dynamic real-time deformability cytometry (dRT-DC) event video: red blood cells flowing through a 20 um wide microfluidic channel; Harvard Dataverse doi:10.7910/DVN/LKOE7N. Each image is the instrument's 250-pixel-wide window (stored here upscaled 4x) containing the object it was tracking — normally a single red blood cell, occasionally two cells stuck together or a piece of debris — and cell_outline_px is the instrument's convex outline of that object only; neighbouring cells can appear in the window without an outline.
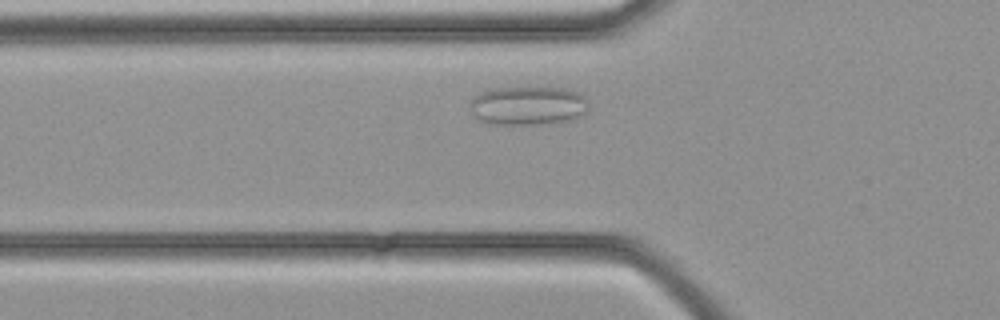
{"species": "common noctule bat (a hibernating species)", "species_latin": "Nyctalus noctula", "temperature_condition": "cold", "stored_images_in_passage": 26, "camera_frame_rate_fps": 3000, "um_per_image_px": 0.085, "animal": {"sex": "female", "body_mass_g": 21.9}, "frame": {"image": 1, "passage_image": 5, "time_ms": 1.333, "image_size_px": [1000, 320], "cell_outline_px": [[588, 108], [580, 116], [568, 120], [544, 124], [488, 124], [476, 120], [468, 108], [468, 104], [472, 96], [480, 92], [492, 88], [564, 88], [576, 92], [584, 96], [588, 100]], "centroid_in_image_um": [44.79, 8.99], "position_along_channel_um": 81.0, "area_um2": 27.22}}
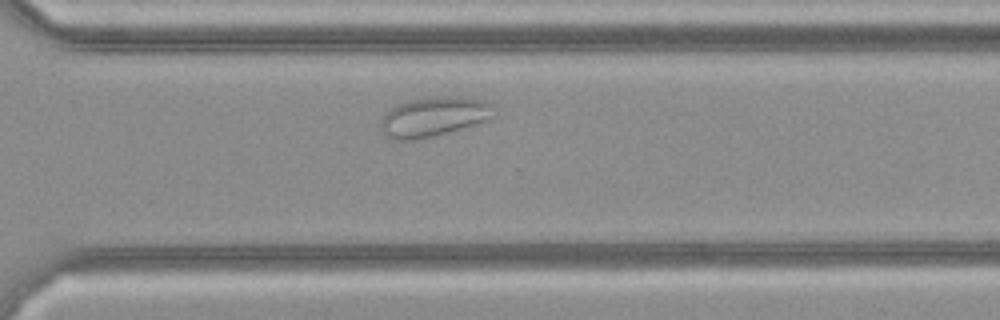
{"frame": {"image": 2, "passage_image": 19, "time_ms": 6.0, "image_size_px": [1000, 320], "cell_outline_px": [[496, 116], [488, 120], [436, 136], [412, 140], [392, 140], [384, 136], [380, 128], [380, 120], [392, 108], [400, 104], [412, 100], [436, 96], [468, 96], [484, 100], [492, 104], [496, 108]], "centroid_in_image_um": [36.93, 9.92], "position_along_channel_um": 333.7, "area_um2": 26.53}}
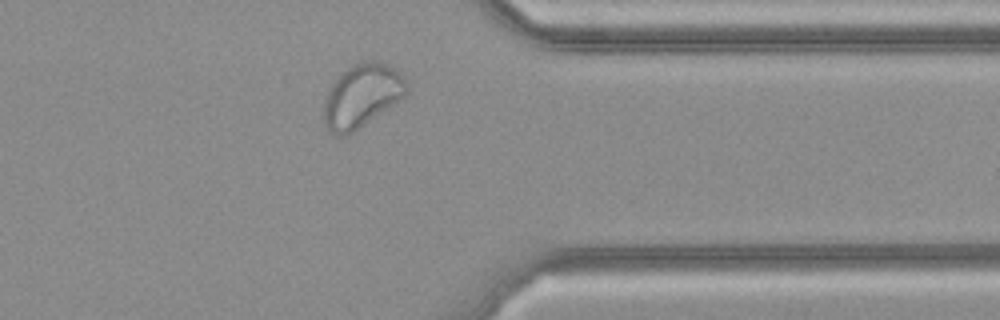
{"frame": {"image": 3, "passage_image": 22, "time_ms": 7.0, "image_size_px": [1000, 320], "cell_outline_px": [[408, 84], [404, 96], [352, 132], [344, 136], [336, 136], [324, 124], [320, 116], [324, 100], [332, 84], [348, 68], [356, 64], [368, 60], [384, 64], [392, 68]], "centroid_in_image_um": [30.67, 8.18], "position_along_channel_um": 380.7, "area_um2": 29.59}}